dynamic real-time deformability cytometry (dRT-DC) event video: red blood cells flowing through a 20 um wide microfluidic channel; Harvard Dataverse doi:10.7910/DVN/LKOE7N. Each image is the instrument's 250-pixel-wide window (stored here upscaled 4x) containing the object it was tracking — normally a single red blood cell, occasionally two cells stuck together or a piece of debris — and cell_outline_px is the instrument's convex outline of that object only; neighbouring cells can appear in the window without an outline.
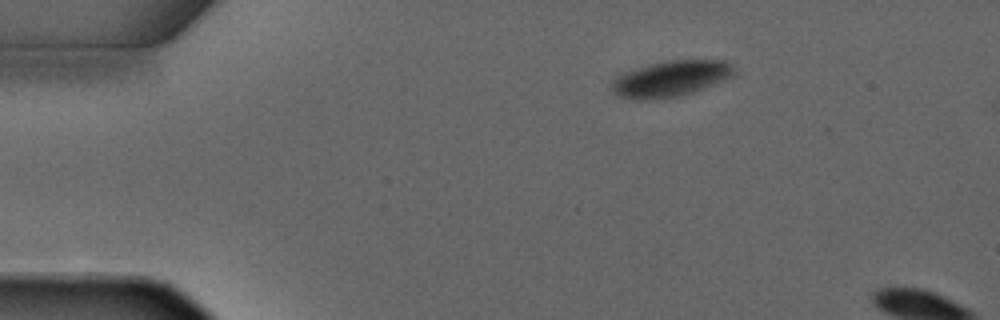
{"species": "common noctule bat (a hibernating species)", "species_latin": "Nyctalus noctula", "temperature_condition": "warm", "stored_images_in_passage": 2, "camera_frame_rate_fps": 3000, "um_per_image_px": 0.085, "animal": {"sex": "male", "forearm_length_mm": 52.5}, "frame": {"image": 1, "passage_image": 1, "time_ms": 0.0, "image_size_px": [1000, 320], "cell_outline_px": [[736, 72], [732, 76], [724, 80], [692, 92], [680, 96], [640, 100], [636, 100], [620, 96], [612, 92], [612, 80], [616, 76], [624, 72], [636, 68], [668, 60], [724, 60], [732, 64]], "centroid_in_image_um": [57.01, 6.68], "position_along_channel_um": 28.0, "area_um2": 25.43}}